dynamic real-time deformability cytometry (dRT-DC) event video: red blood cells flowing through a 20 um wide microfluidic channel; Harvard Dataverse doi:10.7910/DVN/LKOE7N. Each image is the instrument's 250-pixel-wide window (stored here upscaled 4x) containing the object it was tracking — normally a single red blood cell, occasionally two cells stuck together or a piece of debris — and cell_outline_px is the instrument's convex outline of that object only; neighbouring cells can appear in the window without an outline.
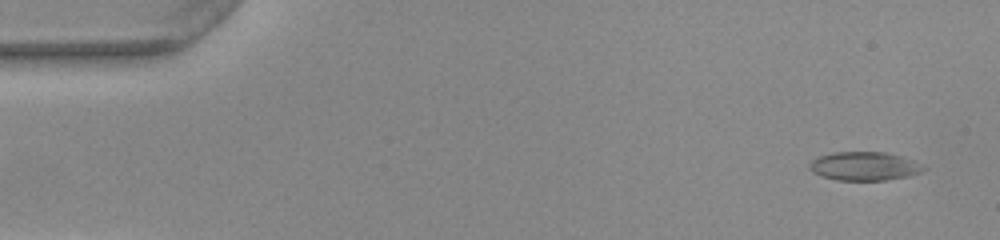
{"species": "common noctule bat (a hibernating species)", "species_latin": "Nyctalus noctula", "temperature_condition": "warm", "stored_images_in_passage": 52, "camera_frame_rate_fps": 3000, "um_per_image_px": 0.085, "animal": {"sex": "female", "body_mass_g": 22.0, "forearm_length_mm": 56.7}, "frame": {"image": 1, "passage_image": 3, "time_ms": 0.667, "image_size_px": [1000, 240], "cell_outline_px": [[928, 168], [912, 176], [888, 180], [836, 180], [820, 176], [812, 172], [808, 168], [808, 164], [816, 156], [832, 152], [884, 152], [904, 156], [916, 160], [924, 164]], "centroid_in_image_um": [73.5, 14.12], "position_along_channel_um": 11.5, "area_um2": 19.65}}
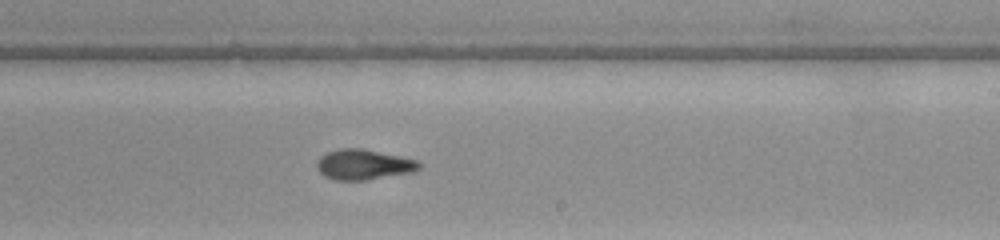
{"frame": {"image": 2, "passage_image": 31, "time_ms": 10.0, "image_size_px": [1000, 240], "cell_outline_px": [[420, 168], [416, 172], [368, 180], [332, 180], [324, 176], [316, 168], [316, 164], [320, 156], [328, 152], [340, 148], [360, 148], [420, 160]], "centroid_in_image_um": [30.93, 14.0], "position_along_channel_um": 258.1, "area_um2": 18.32}}
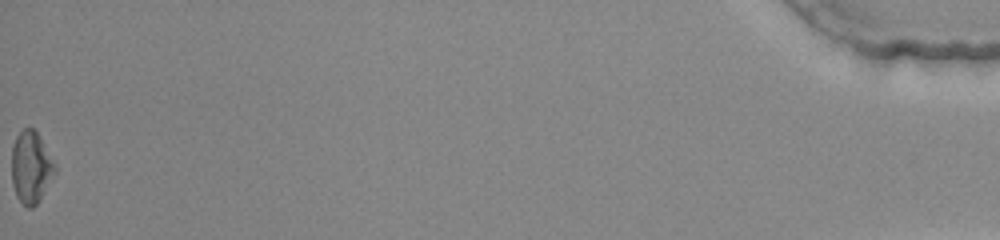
{"frame": {"image": 3, "passage_image": 52, "time_ms": 17.0, "image_size_px": [1000, 240], "cell_outline_px": [[56, 172], [36, 204], [32, 208], [28, 208], [16, 196], [12, 184], [12, 148], [16, 136], [24, 128], [32, 128], [36, 132], [56, 164]], "centroid_in_image_um": [2.63, 14.22], "position_along_channel_um": 432.6, "area_um2": 17.86}, "authors_computed_cell_mechanics": {"area_um2": 18.207, "velocity_mm_per_s": 3.9747, "shape_relaxation_time_tau1_ms": 6.2233, "shape_relaxation_time_tau2_ms": 3.6875, "deformation_change_tau1": 0.1897, "deformation_change_tau2": 0.1088}}